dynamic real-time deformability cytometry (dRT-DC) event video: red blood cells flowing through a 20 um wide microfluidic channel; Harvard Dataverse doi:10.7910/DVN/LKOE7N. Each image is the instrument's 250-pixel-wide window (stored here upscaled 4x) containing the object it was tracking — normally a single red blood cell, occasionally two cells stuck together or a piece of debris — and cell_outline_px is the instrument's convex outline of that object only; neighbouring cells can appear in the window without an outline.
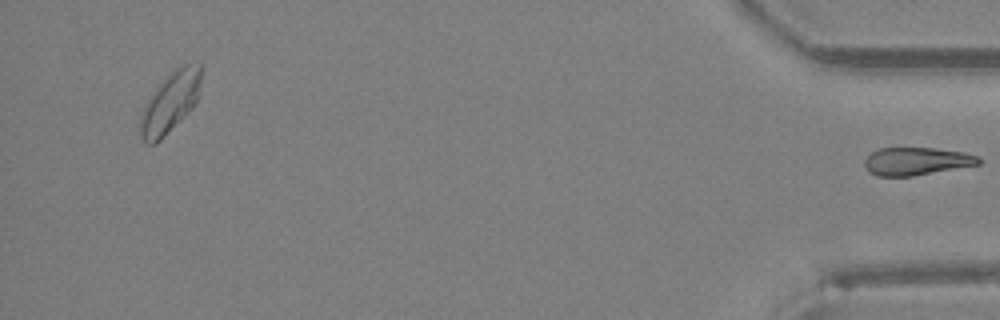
{"species": "Egyptian fruit bat (a non-hibernating species)", "species_latin": "Rousettus aegyptiacus", "temperature_condition": "room temperature", "stored_images_in_passage": 25, "segment_of_instrument_passage": [2, 2], "camera_frame_rate_fps": 3000, "um_per_image_px": 0.085, "animal": {"sex": "female"}, "frame": {"image": 1, "passage_image": 25, "time_ms": 8.0, "image_size_px": [1000, 320], "cell_outline_px": [[980, 164], [912, 176], [876, 176], [868, 172], [864, 164], [864, 160], [872, 152], [880, 148], [936, 148], [964, 152], [980, 156]], "centroid_in_image_um": [77.9, 13.7], "position_along_channel_um": 357.3, "area_um2": 18.5}}